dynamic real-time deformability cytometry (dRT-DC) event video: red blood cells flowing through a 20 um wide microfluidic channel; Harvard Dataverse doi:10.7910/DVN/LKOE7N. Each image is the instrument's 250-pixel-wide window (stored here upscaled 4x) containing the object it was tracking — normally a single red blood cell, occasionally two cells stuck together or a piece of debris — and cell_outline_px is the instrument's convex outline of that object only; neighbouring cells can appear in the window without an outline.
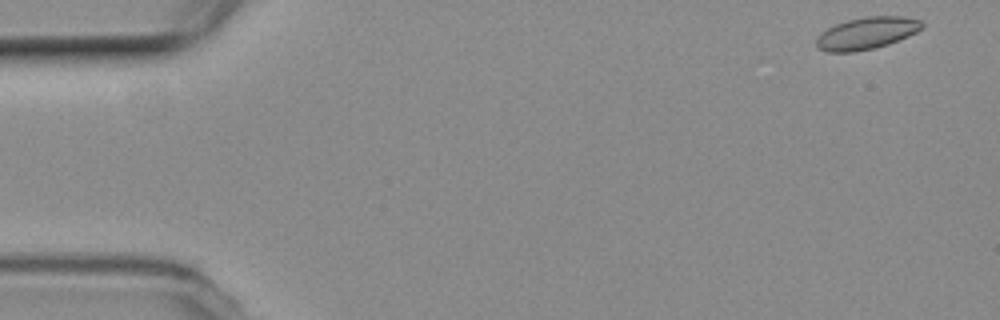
{"species": "common noctule bat (a hibernating species)", "species_latin": "Nyctalus noctula", "temperature_condition": "room temperature", "stored_images_in_passage": 5, "camera_frame_rate_fps": 3000, "um_per_image_px": 0.085, "animal": {"sex": "female", "body_mass_g": 19.3, "forearm_length_mm": 54.1}, "frame": {"image": 1, "passage_image": 1, "time_ms": 0.0, "image_size_px": [1000, 320], "cell_outline_px": [[924, 24], [916, 32], [908, 36], [888, 44], [872, 48], [852, 52], [828, 52], [816, 48], [816, 40], [828, 28], [836, 24], [848, 20], [864, 16], [904, 16], [920, 20]], "centroid_in_image_um": [73.67, 2.82], "position_along_channel_um": 11.3, "area_um2": 19.48}}